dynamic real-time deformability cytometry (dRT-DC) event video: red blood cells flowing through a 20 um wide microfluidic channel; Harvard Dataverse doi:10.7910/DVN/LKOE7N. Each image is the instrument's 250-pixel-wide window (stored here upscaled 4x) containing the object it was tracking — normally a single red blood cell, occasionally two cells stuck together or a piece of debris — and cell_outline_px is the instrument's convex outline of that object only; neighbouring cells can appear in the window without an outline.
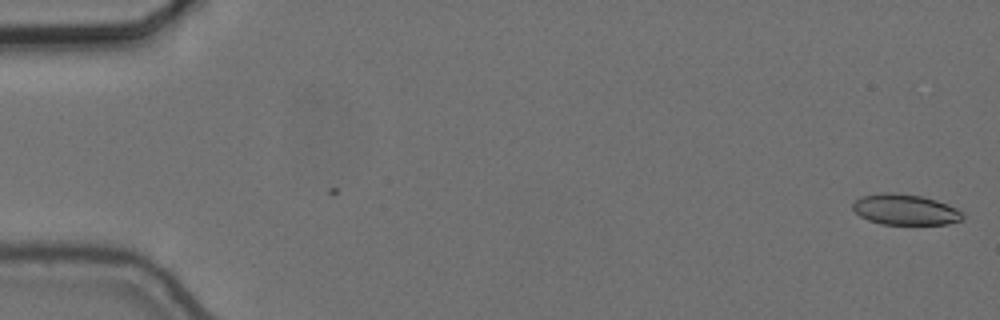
{"species": "common noctule bat (a hibernating species)", "species_latin": "Nyctalus noctula", "temperature_condition": "cold", "stored_images_in_passage": 56, "camera_frame_rate_fps": 3000, "um_per_image_px": 0.085, "animal": {"sex": "female", "body_mass_g": 24.6, "forearm_length_mm": 56.2}, "frame": {"image": 1, "passage_image": 1, "time_ms": 0.0, "image_size_px": [1000, 320], "cell_outline_px": [[964, 220], [948, 224], [880, 224], [868, 220], [860, 216], [852, 208], [852, 204], [860, 196], [880, 192], [892, 192], [920, 196], [936, 200], [948, 204], [964, 212]], "centroid_in_image_um": [76.95, 17.81], "position_along_channel_um": 8.0, "area_um2": 19.88}}
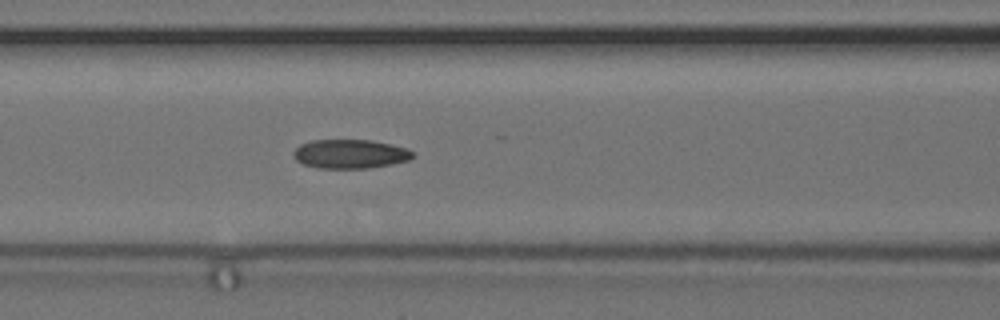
{"frame": {"image": 2, "passage_image": 24, "time_ms": 7.667, "image_size_px": [1000, 320], "cell_outline_px": [[416, 156], [408, 160], [392, 164], [368, 168], [316, 168], [304, 164], [296, 160], [292, 156], [292, 152], [300, 144], [312, 140], [372, 140], [404, 148], [412, 152]], "centroid_in_image_um": [29.72, 13.09], "position_along_channel_um": 136.9, "area_um2": 20.11}}
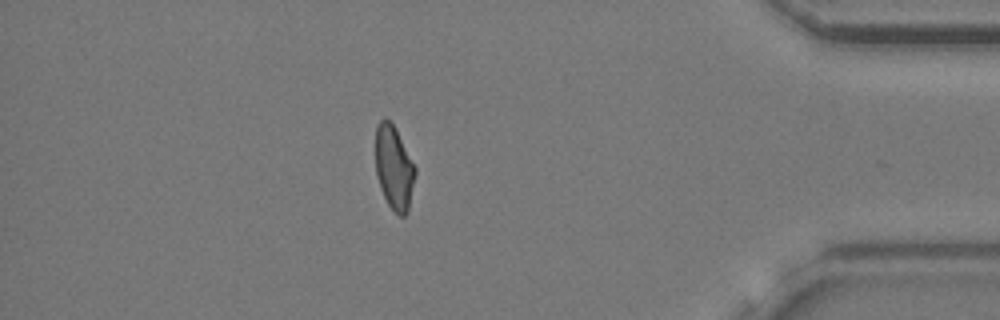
{"frame": {"image": 3, "passage_image": 49, "time_ms": 16.0, "image_size_px": [1000, 320], "cell_outline_px": [[416, 172], [408, 212], [404, 216], [400, 216], [388, 204], [380, 188], [376, 176], [376, 124], [380, 120], [388, 120], [392, 124], [416, 168]], "centroid_in_image_um": [33.48, 14.3], "position_along_channel_um": 401.7, "area_um2": 19.02}, "authors_computed_cell_mechanics": {"area_um2": 19.9121, "velocity_mm_per_s": 3.6644, "shape_relaxation_time_tau1_ms": null, "shape_relaxation_time_tau2_ms": 4.134, "deformation_change_tau1": null, "deformation_change_tau2": 0.0774}}